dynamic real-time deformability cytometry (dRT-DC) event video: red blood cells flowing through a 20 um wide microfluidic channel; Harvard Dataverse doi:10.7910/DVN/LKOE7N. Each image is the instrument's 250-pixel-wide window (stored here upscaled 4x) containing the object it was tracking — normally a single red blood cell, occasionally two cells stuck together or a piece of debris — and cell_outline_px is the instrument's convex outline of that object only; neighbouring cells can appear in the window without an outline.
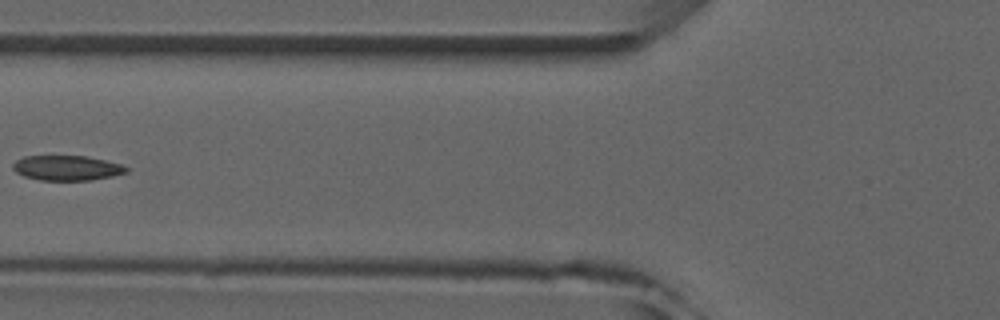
{"species": "common noctule bat (a hibernating species)", "species_latin": "Nyctalus noctula", "temperature_condition": "room temperature", "stored_images_in_passage": 7, "camera_frame_rate_fps": 3000, "um_per_image_px": 0.085, "animal": {"sex": "male", "forearm_length_mm": 52.5}, "frame": {"image": 1, "passage_image": 6, "time_ms": 6.667, "image_size_px": [1000, 320], "cell_outline_px": [[128, 172], [112, 176], [92, 180], [40, 180], [24, 176], [16, 172], [12, 168], [12, 164], [16, 160], [24, 156], [88, 156], [120, 164], [128, 168]], "centroid_in_image_um": [5.67, 14.27], "position_along_channel_um": 120.1, "area_um2": 16.47}}
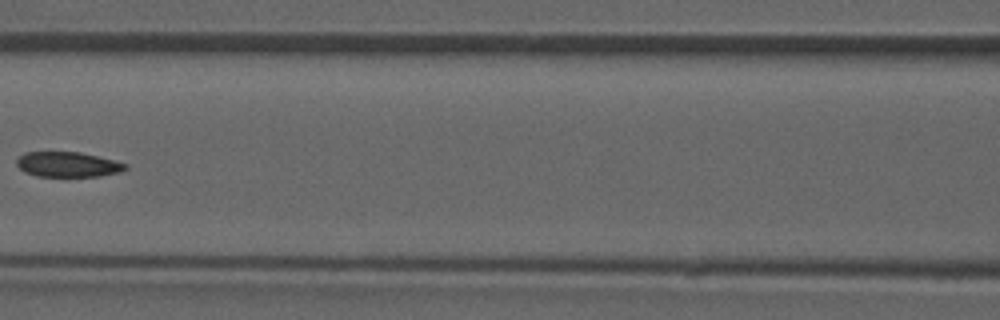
{"frame": {"image": 2, "passage_image": 7, "time_ms": 7.667, "image_size_px": [1000, 320], "cell_outline_px": [[128, 168], [120, 172], [100, 176], [36, 176], [24, 172], [16, 164], [16, 160], [24, 152], [80, 152], [128, 164]], "centroid_in_image_um": [5.75, 13.98], "position_along_channel_um": 160.9, "area_um2": 15.84}}